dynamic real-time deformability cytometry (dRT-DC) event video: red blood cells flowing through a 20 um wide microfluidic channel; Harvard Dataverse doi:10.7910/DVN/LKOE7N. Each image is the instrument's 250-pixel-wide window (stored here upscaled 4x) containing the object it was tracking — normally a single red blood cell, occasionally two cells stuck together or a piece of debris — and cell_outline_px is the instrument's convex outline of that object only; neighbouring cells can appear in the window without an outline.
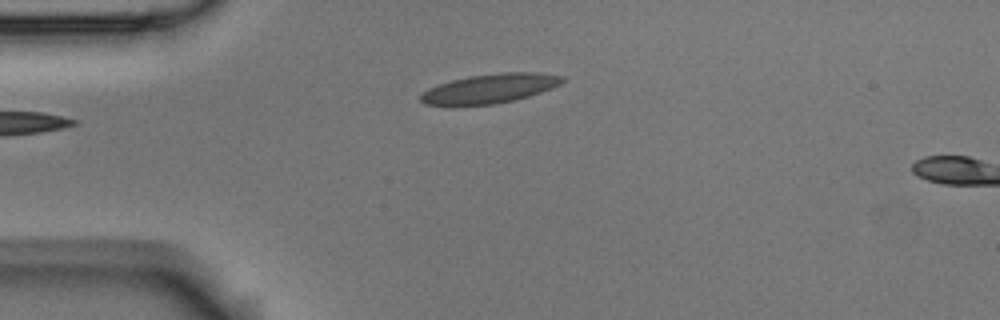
{"species": "Egyptian fruit bat (a non-hibernating species)", "species_latin": "Rousettus aegyptiacus", "temperature_condition": "room temperature", "stored_images_in_passage": 2, "camera_frame_rate_fps": 3000, "um_per_image_px": 0.085, "animal": {"sex": "male"}, "frame": {"image": 1, "passage_image": 1, "time_ms": 0.0, "image_size_px": [1000, 320], "cell_outline_px": [[564, 80], [560, 84], [552, 88], [528, 96], [512, 100], [492, 104], [452, 108], [424, 104], [420, 100], [420, 92], [428, 88], [452, 80], [472, 76], [500, 72], [540, 72], [564, 76]], "centroid_in_image_um": [41.55, 7.56], "position_along_channel_um": 43.4, "area_um2": 24.74}}